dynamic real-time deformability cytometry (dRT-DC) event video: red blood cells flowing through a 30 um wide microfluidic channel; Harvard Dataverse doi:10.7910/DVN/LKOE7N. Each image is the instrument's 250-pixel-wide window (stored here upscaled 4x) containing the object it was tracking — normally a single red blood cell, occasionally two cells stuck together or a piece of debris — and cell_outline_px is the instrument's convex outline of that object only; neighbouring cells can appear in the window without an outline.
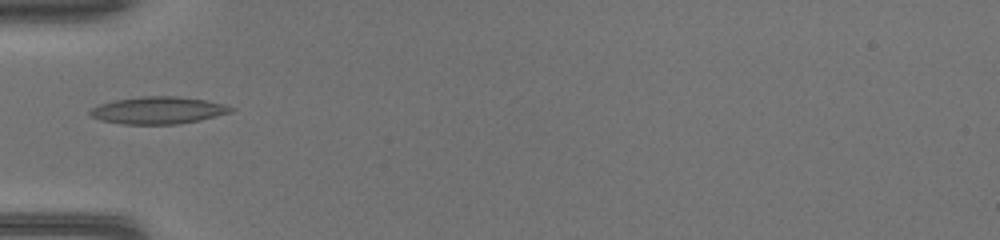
{"species": "common noctule bat (a hibernating species)", "species_latin": "Nyctalus noctula", "temperature_condition": "warm", "stored_images_in_passage": 31, "camera_frame_rate_fps": 3000, "um_per_image_px": 0.085, "animal": {"sex": "female", "body_mass_g": 17.0, "forearm_length_mm": 48.0}, "frame": {"image": 1, "passage_image": 1, "time_ms": 0.0, "image_size_px": [1000, 240], "cell_outline_px": [[236, 108], [232, 112], [200, 120], [176, 124], [124, 124], [100, 120], [92, 116], [88, 112], [92, 108], [100, 104], [116, 100], [144, 96], [176, 96], [204, 100], [224, 104]], "centroid_in_image_um": [13.46, 9.38], "position_along_channel_um": 71.5, "area_um2": 22.14}}
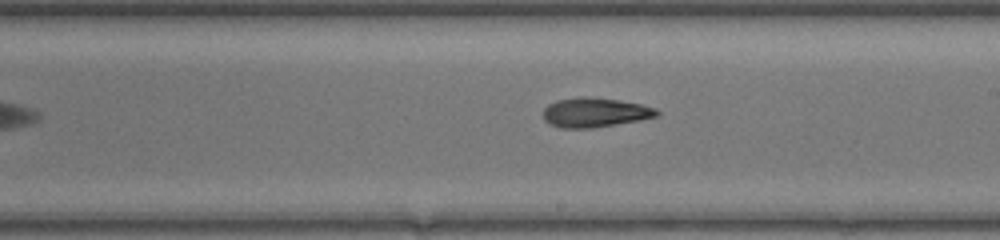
{"frame": {"image": 2, "passage_image": 12, "time_ms": 3.667, "image_size_px": [1000, 240], "cell_outline_px": [[660, 112], [656, 116], [640, 120], [592, 128], [560, 128], [544, 120], [544, 108], [548, 104], [556, 100], [616, 100], [640, 104], [656, 108]], "centroid_in_image_um": [50.59, 9.62], "position_along_channel_um": 238.4, "area_um2": 18.44}}
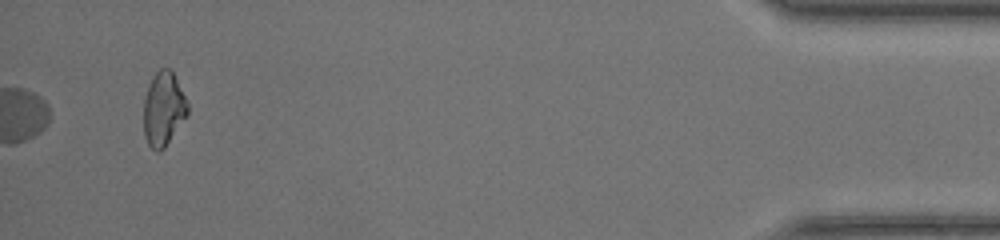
{"frame": {"image": 3, "passage_image": 29, "time_ms": 9.333, "image_size_px": [1000, 240], "cell_outline_px": [[188, 112], [164, 148], [160, 152], [156, 152], [148, 144], [144, 136], [144, 96], [148, 84], [152, 76], [160, 68], [168, 68], [172, 72], [188, 104]], "centroid_in_image_um": [13.85, 9.26], "position_along_channel_um": 421.3, "area_um2": 18.67}}